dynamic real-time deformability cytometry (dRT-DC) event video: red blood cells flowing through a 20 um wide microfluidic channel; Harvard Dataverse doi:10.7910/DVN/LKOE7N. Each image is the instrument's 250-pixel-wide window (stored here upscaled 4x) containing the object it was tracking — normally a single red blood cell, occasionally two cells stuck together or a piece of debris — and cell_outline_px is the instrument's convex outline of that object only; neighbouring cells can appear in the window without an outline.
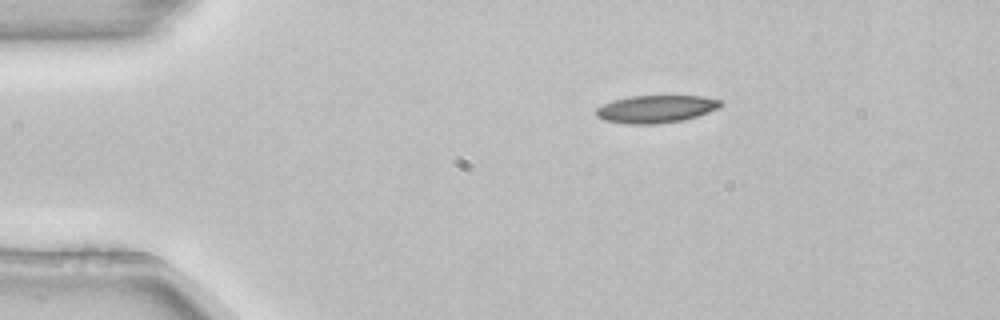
{"species": "common noctule bat (a hibernating species)", "species_latin": "Nyctalus noctula", "temperature_condition": "room temperature", "stored_images_in_passage": 45, "camera_frame_rate_fps": 3000, "um_per_image_px": 0.085, "animal": {"sex": "female", "body_mass_g": 22.7, "forearm_length_mm": 54.2}, "frame": {"image": 1, "passage_image": 1, "time_ms": 0.0, "image_size_px": [1000, 320], "cell_outline_px": [[724, 104], [720, 108], [684, 120], [656, 124], [628, 124], [604, 120], [596, 116], [596, 108], [612, 100], [628, 96], [704, 96], [720, 100]], "centroid_in_image_um": [55.76, 9.26], "position_along_channel_um": 29.2, "area_um2": 20.11}}
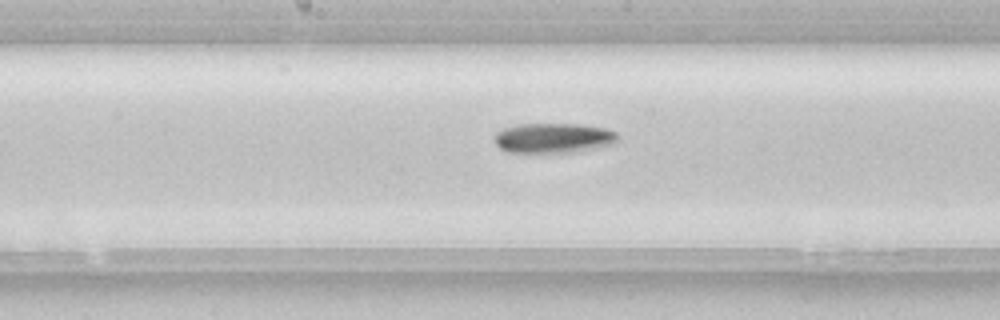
{"frame": {"image": 2, "passage_image": 19, "time_ms": 6.0, "image_size_px": [1000, 320], "cell_outline_px": [[620, 140], [616, 144], [576, 152], [508, 152], [500, 148], [496, 144], [496, 132], [504, 128], [520, 124], [576, 124], [604, 128], [616, 132]], "centroid_in_image_um": [47.1, 11.73], "position_along_channel_um": 201.1, "area_um2": 21.5}}
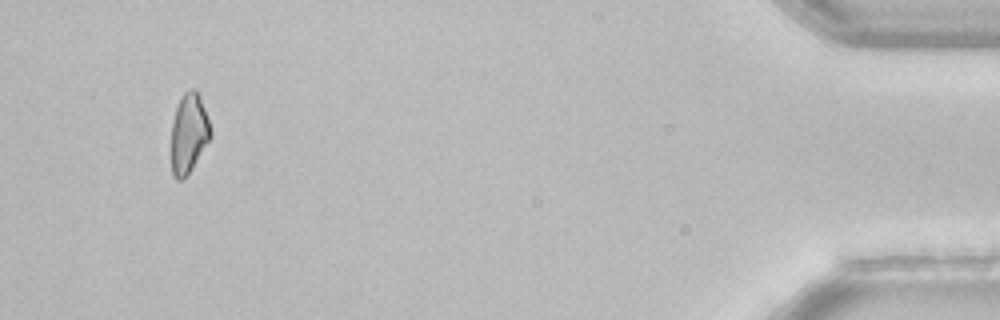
{"frame": {"image": 3, "passage_image": 42, "time_ms": 13.667, "image_size_px": [1000, 320], "cell_outline_px": [[212, 136], [188, 176], [180, 180], [176, 180], [172, 176], [172, 124], [176, 108], [184, 92], [192, 88], [196, 88], [200, 96], [212, 128]], "centroid_in_image_um": [16.07, 11.35], "position_along_channel_um": 419.1, "area_um2": 18.44}, "authors_computed_cell_mechanics": {"area_um2": 19.9988, "velocity_mm_per_s": 3.8592, "shape_relaxation_time_tau1_ms": 10.9853, "shape_relaxation_time_tau2_ms": null, "deformation_change_tau1": 0.2147, "deformation_change_tau2": null}}